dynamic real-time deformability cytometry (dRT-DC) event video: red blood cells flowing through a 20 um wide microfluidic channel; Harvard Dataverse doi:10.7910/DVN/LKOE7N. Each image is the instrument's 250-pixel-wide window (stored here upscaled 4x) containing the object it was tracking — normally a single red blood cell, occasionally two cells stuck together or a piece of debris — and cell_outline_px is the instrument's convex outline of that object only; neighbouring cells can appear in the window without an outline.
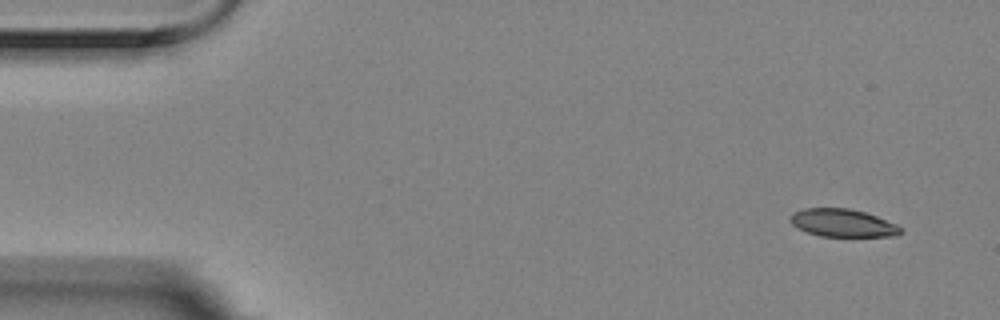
{"species": "Egyptian fruit bat (a non-hibernating species)", "species_latin": "Rousettus aegyptiacus", "temperature_condition": "room temperature", "stored_images_in_passage": 3, "camera_frame_rate_fps": 3000, "um_per_image_px": 0.085, "animal": {"sex": "female"}, "frame": {"image": 1, "passage_image": 1, "time_ms": 0.0, "image_size_px": [1000, 320], "cell_outline_px": [[900, 232], [896, 236], [820, 236], [796, 228], [788, 220], [788, 216], [792, 212], [804, 208], [848, 208], [864, 212], [876, 216], [896, 224], [900, 228]], "centroid_in_image_um": [71.54, 18.94], "position_along_channel_um": 13.5, "area_um2": 17.86}}
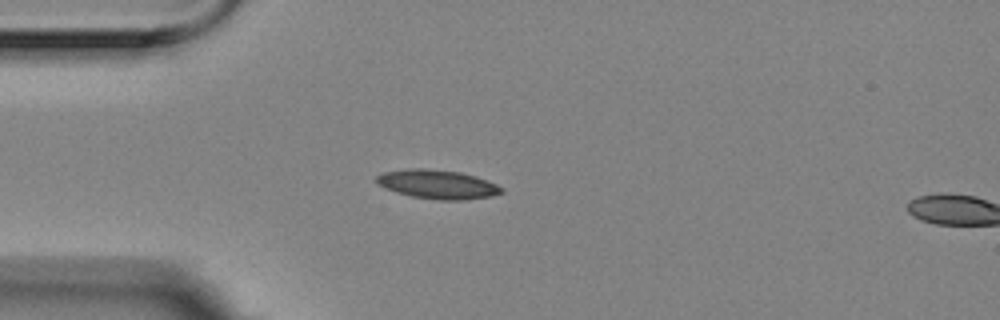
{"frame": {"image": 2, "passage_image": 2, "time_ms": 0.333, "image_size_px": [1000, 320], "cell_outline_px": [[504, 192], [492, 196], [460, 200], [440, 200], [412, 196], [396, 192], [376, 184], [376, 176], [384, 172], [408, 168], [424, 168], [460, 172], [476, 176], [496, 184], [504, 188]], "centroid_in_image_um": [37.19, 15.66], "position_along_channel_um": 47.8, "area_um2": 21.1}}